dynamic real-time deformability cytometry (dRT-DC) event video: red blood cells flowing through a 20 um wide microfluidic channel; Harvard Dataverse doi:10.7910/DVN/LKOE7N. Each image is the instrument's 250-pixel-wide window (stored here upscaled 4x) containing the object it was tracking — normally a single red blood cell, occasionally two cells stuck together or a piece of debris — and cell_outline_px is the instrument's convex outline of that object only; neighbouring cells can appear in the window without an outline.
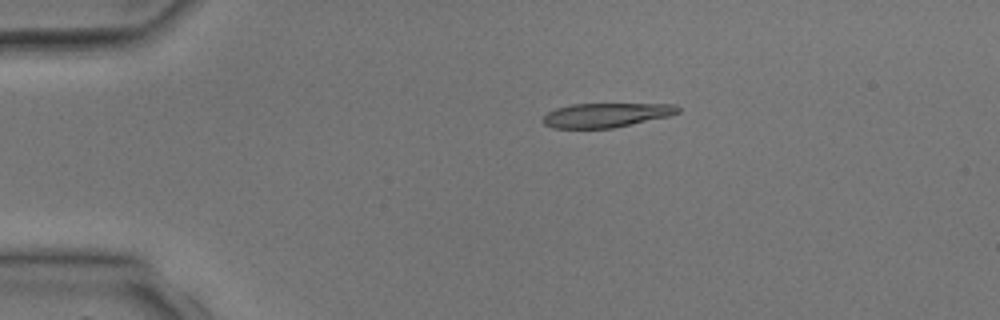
{"species": "common noctule bat (a hibernating species)", "species_latin": "Nyctalus noctula", "temperature_condition": "room temperature", "stored_images_in_passage": 4, "camera_frame_rate_fps": 3000, "um_per_image_px": 0.085, "animal": {"sex": "male", "body_mass_g": 17.9, "forearm_length_mm": 54.2}, "frame": {"image": 1, "passage_image": 3, "time_ms": 2.333, "image_size_px": [1000, 320], "cell_outline_px": [[680, 112], [668, 116], [612, 128], [552, 128], [544, 124], [540, 120], [548, 112], [556, 108], [572, 104], [676, 104], [680, 108]], "centroid_in_image_um": [51.49, 9.78], "position_along_channel_um": 33.5, "area_um2": 19.02}}